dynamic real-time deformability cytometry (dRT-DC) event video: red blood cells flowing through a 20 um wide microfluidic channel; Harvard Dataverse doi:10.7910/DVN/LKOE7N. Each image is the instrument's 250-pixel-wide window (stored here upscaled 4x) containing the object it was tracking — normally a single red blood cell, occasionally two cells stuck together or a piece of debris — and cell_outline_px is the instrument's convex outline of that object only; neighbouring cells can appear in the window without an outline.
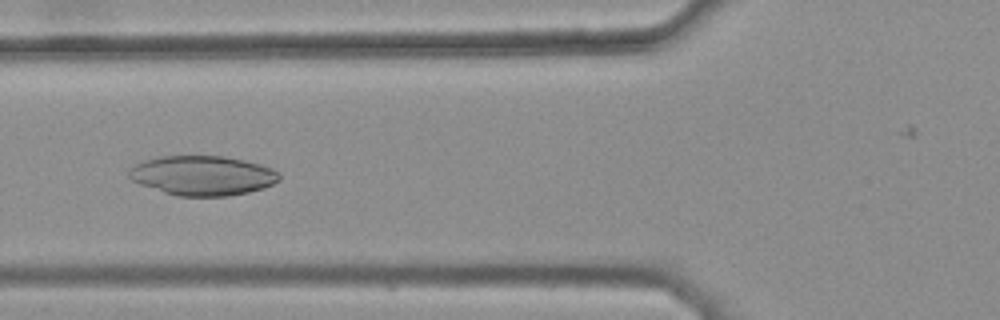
{"species": "common noctule bat (a hibernating species)", "species_latin": "Nyctalus noctula", "temperature_condition": "warm", "stored_images_in_passage": 44, "camera_frame_rate_fps": 3000, "um_per_image_px": 0.085, "animal": {"sex": "female", "body_mass_g": 25.1}, "frame": {"image": 1, "passage_image": 20, "time_ms": 6.333, "image_size_px": [1000, 320], "cell_outline_px": [[280, 180], [264, 188], [248, 192], [228, 196], [176, 196], [140, 184], [132, 180], [128, 176], [128, 172], [136, 164], [144, 160], [160, 156], [224, 156], [244, 160], [260, 164], [272, 168], [280, 176]], "centroid_in_image_um": [17.22, 14.92], "position_along_channel_um": 108.6, "area_um2": 34.62}}
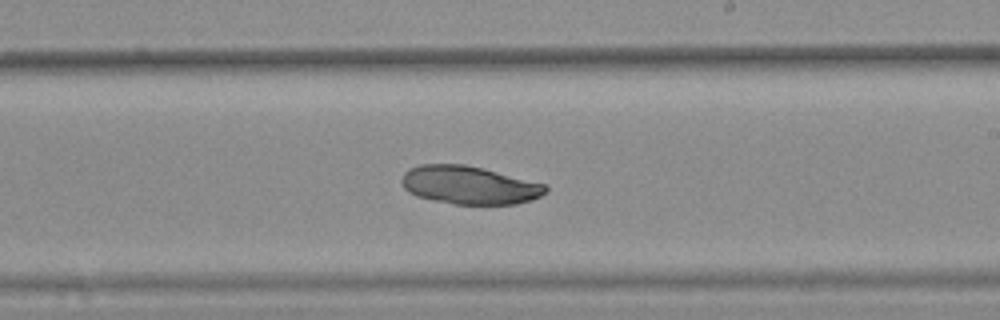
{"frame": {"image": 2, "passage_image": 31, "time_ms": 10.0, "image_size_px": [1000, 320], "cell_outline_px": [[548, 192], [532, 200], [516, 204], [452, 204], [416, 196], [408, 192], [404, 188], [400, 180], [404, 172], [408, 168], [420, 164], [464, 164], [484, 168], [548, 184]], "centroid_in_image_um": [39.9, 15.73], "position_along_channel_um": 249.1, "area_um2": 32.48}}
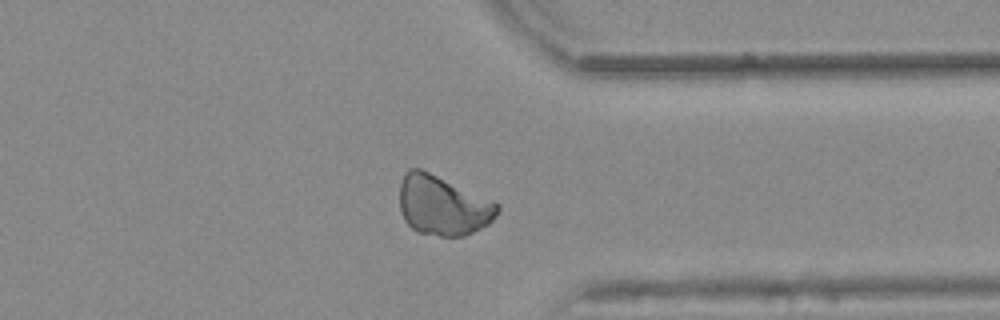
{"frame": {"image": 3, "passage_image": 41, "time_ms": 13.333, "image_size_px": [1000, 320], "cell_outline_px": [[500, 208], [496, 216], [488, 224], [464, 236], [440, 236], [416, 232], [404, 220], [400, 208], [400, 184], [408, 168], [420, 168], [500, 204]], "centroid_in_image_um": [37.62, 17.48], "position_along_channel_um": 373.8, "area_um2": 33.76}}